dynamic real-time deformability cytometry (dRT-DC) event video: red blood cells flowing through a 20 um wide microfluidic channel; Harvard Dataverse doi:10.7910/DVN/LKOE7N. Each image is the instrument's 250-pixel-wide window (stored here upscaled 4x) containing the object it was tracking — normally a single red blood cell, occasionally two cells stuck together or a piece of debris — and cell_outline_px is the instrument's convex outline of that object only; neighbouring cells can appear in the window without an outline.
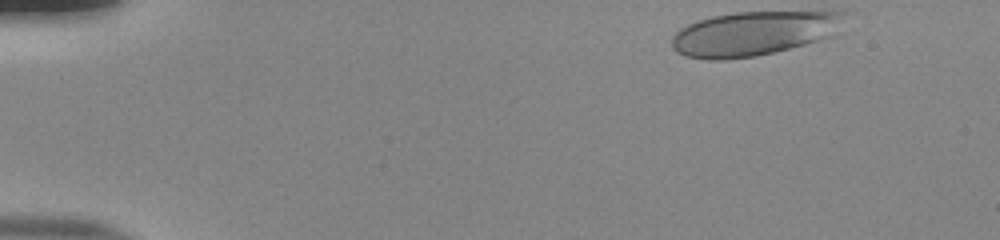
{"species": "human", "species_latin": "Homo sapiens", "temperature_condition": "room temperature", "stored_images_in_passage": 41, "camera_frame_rate_fps": 3000, "um_per_image_px": 0.085, "donor": {"sex": "male"}, "frame": {"image": 1, "passage_image": 1, "time_ms": 0.0, "image_size_px": [1000, 240], "cell_outline_px": [[840, 12], [816, 40], [804, 44], [756, 56], [720, 60], [708, 60], [688, 56], [676, 52], [672, 48], [672, 36], [680, 28], [688, 24], [700, 20], [716, 16], [736, 12]], "centroid_in_image_um": [63.69, 2.88], "position_along_channel_um": 21.3, "area_um2": 41.91}}
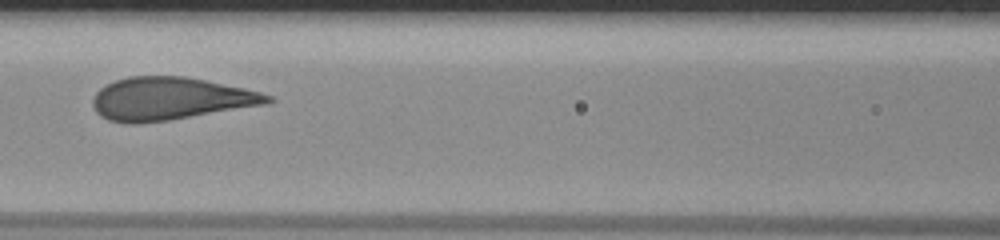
{"frame": {"image": 2, "passage_image": 20, "time_ms": 6.333, "image_size_px": [1000, 240], "cell_outline_px": [[276, 100], [264, 104], [168, 120], [136, 124], [128, 124], [108, 120], [100, 116], [96, 112], [92, 104], [92, 100], [96, 92], [100, 88], [116, 80], [128, 76], [184, 76], [244, 88], [260, 92], [272, 96]], "centroid_in_image_um": [14.41, 8.39], "position_along_channel_um": 152.2, "area_um2": 43.23}}
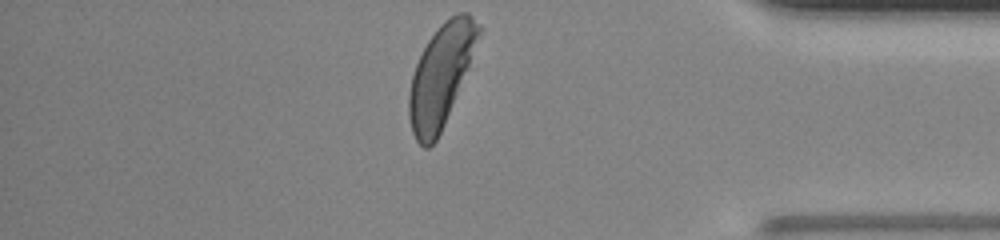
{"frame": {"image": 3, "passage_image": 41, "time_ms": 13.333, "image_size_px": [1000, 240], "cell_outline_px": [[484, 28], [468, 68], [444, 124], [436, 140], [428, 148], [424, 148], [416, 140], [412, 132], [408, 116], [408, 92], [412, 76], [416, 64], [428, 40], [436, 28], [444, 20], [456, 12], [468, 12]], "centroid_in_image_um": [37.48, 6.37], "position_along_channel_um": 397.7, "area_um2": 41.21}, "authors_computed_cell_mechanics": {"area_um2": 43.35, "velocity_mm_per_s": 3.8475, "shape_relaxation_time_tau1_ms": 3.2494, "shape_relaxation_time_tau2_ms": null, "deformation_change_tau1": 0.1659, "deformation_change_tau2": null}}